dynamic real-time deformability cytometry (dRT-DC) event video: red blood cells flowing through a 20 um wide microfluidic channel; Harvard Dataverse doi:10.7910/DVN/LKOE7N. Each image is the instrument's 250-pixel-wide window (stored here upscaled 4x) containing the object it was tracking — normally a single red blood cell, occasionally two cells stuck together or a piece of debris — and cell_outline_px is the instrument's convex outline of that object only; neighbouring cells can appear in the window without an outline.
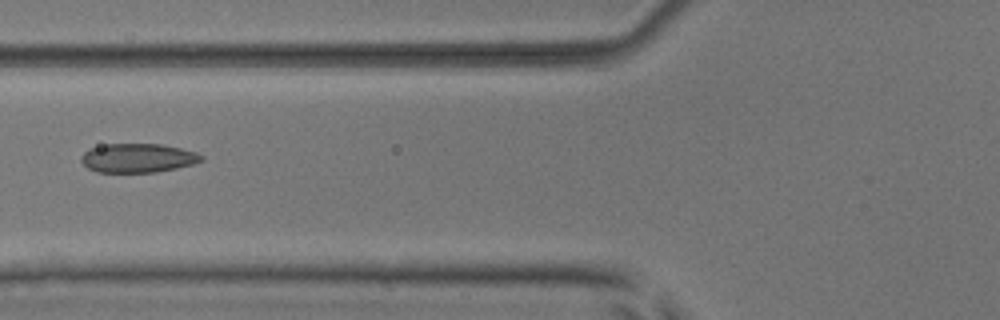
{"species": "common noctule bat (a hibernating species)", "species_latin": "Nyctalus noctula", "temperature_condition": "room temperature", "stored_images_in_passage": 6, "camera_frame_rate_fps": 3000, "um_per_image_px": 0.085, "animal": {"sex": "male", "body_mass_g": 17.9, "forearm_length_mm": 54.2}, "frame": {"image": 1, "passage_image": 6, "time_ms": 6.667, "image_size_px": [1000, 320], "cell_outline_px": [[204, 160], [192, 164], [176, 168], [156, 172], [96, 172], [88, 168], [80, 160], [80, 156], [88, 148], [104, 144], [160, 144], [180, 148], [196, 152], [204, 156]], "centroid_in_image_um": [11.69, 13.43], "position_along_channel_um": 114.1, "area_um2": 20.4}}